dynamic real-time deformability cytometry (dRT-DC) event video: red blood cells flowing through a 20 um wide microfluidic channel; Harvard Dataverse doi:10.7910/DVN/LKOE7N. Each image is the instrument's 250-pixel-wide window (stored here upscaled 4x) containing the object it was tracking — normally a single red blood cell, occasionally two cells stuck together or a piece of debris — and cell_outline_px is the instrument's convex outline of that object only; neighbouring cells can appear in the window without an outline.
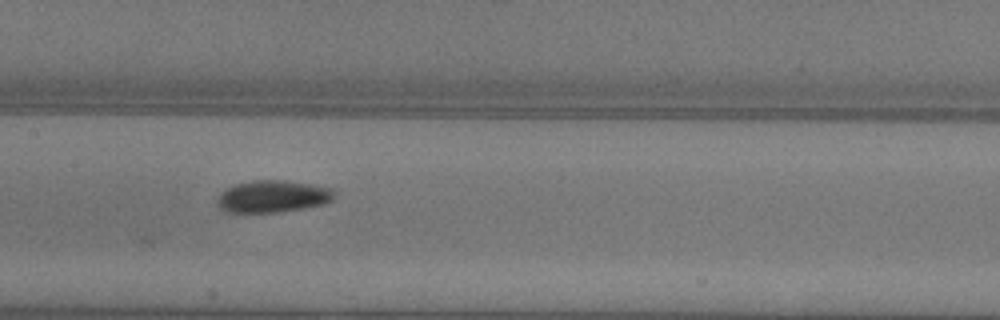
{"species": "common noctule bat (a hibernating species)", "species_latin": "Nyctalus noctula", "temperature_condition": "warm", "stored_images_in_passage": 30, "camera_frame_rate_fps": 3000, "um_per_image_px": 0.085, "animal": {"sex": "female"}, "frame": {"image": 1, "passage_image": 14, "time_ms": 4.333, "image_size_px": [1000, 320], "cell_outline_px": [[336, 196], [332, 200], [324, 204], [280, 212], [224, 212], [216, 204], [216, 200], [220, 192], [232, 184], [252, 180], [280, 180], [308, 184], [332, 188], [336, 192]], "centroid_in_image_um": [23.14, 16.69], "position_along_channel_um": 184.3, "area_um2": 22.08}}
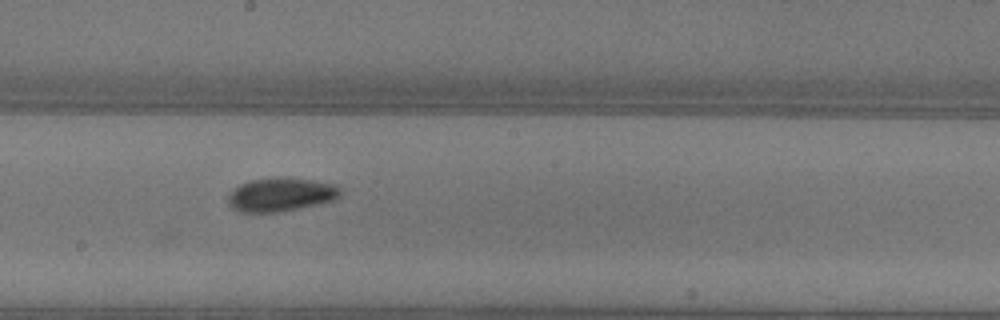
{"frame": {"image": 2, "passage_image": 17, "time_ms": 5.333, "image_size_px": [1000, 320], "cell_outline_px": [[340, 196], [332, 200], [296, 208], [276, 212], [240, 212], [232, 208], [228, 204], [228, 192], [240, 184], [252, 180], [312, 180], [336, 184], [340, 188]], "centroid_in_image_um": [23.82, 16.57], "position_along_channel_um": 224.4, "area_um2": 21.04}}